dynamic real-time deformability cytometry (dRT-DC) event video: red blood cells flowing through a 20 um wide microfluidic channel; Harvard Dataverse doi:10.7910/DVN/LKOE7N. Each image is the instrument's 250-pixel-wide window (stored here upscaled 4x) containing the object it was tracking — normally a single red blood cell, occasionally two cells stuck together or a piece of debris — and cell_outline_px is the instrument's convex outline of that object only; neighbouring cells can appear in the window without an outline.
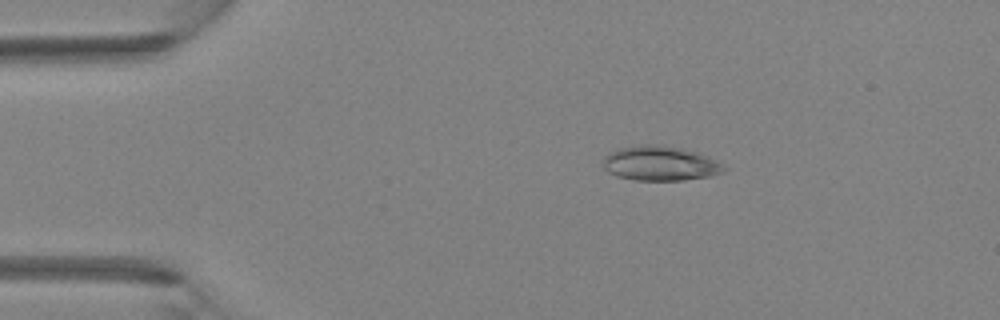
{"species": "Egyptian fruit bat (a non-hibernating species)", "species_latin": "Rousettus aegyptiacus", "temperature_condition": "room temperature", "stored_images_in_passage": 3, "camera_frame_rate_fps": 3000, "um_per_image_px": 0.085, "animal": {"sex": "female"}, "frame": {"image": 1, "passage_image": 3, "time_ms": 0.667, "image_size_px": [1000, 320], "cell_outline_px": [[728, 168], [724, 172], [712, 176], [684, 180], [632, 180], [616, 176], [608, 172], [604, 168], [604, 156], [608, 152], [616, 148], [644, 144], [660, 144], [680, 148], [696, 152]], "centroid_in_image_um": [56.06, 13.89], "position_along_channel_um": 28.9, "area_um2": 24.45}}